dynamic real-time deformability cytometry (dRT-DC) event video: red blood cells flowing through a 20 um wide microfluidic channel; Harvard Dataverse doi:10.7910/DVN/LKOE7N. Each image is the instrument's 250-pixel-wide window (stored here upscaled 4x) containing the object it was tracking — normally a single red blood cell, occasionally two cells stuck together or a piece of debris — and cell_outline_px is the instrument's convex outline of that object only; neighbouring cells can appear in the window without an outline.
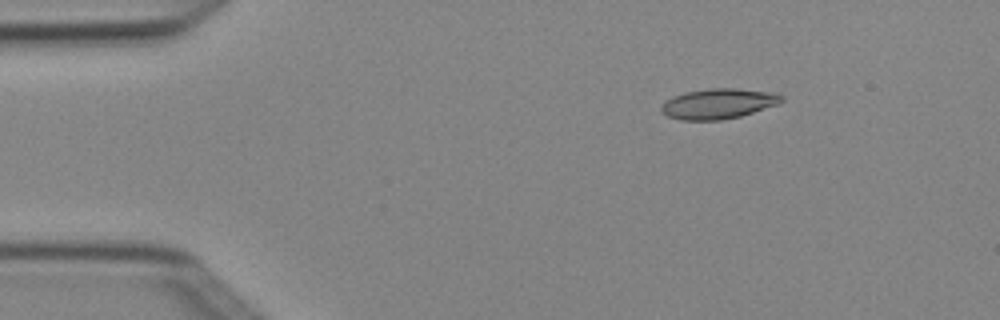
{"species": "Egyptian fruit bat (a non-hibernating species)", "species_latin": "Rousettus aegyptiacus", "temperature_condition": "cold", "stored_images_in_passage": 4, "camera_frame_rate_fps": 3000, "um_per_image_px": 0.085, "animal": {"sex": "female"}, "frame": {"image": 1, "passage_image": 2, "time_ms": 0.333, "image_size_px": [1000, 320], "cell_outline_px": [[784, 100], [780, 104], [740, 116], [720, 120], [680, 120], [668, 116], [660, 108], [664, 100], [672, 96], [684, 92], [712, 88], [736, 88], [776, 92], [784, 96]], "centroid_in_image_um": [61.09, 8.8], "position_along_channel_um": 23.9, "area_um2": 21.44}}
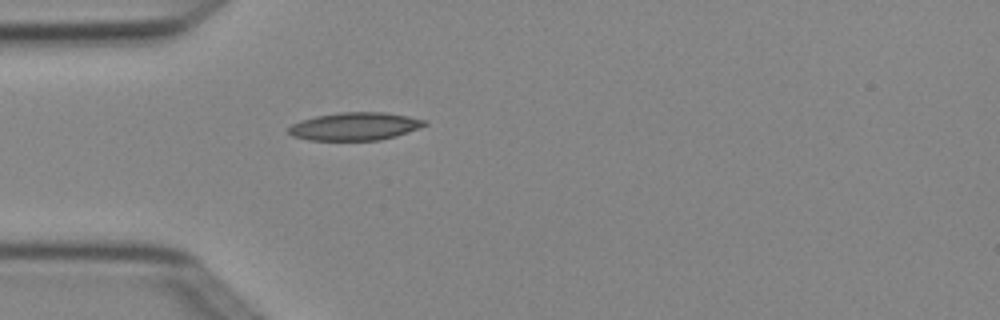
{"frame": {"image": 2, "passage_image": 4, "time_ms": 1.0, "image_size_px": [1000, 320], "cell_outline_px": [[428, 124], [420, 128], [396, 136], [380, 140], [308, 140], [292, 136], [288, 132], [288, 128], [292, 124], [300, 120], [316, 116], [340, 112], [384, 112], [408, 116], [428, 120]], "centroid_in_image_um": [30.18, 10.74], "position_along_channel_um": 54.8, "area_um2": 22.25}}